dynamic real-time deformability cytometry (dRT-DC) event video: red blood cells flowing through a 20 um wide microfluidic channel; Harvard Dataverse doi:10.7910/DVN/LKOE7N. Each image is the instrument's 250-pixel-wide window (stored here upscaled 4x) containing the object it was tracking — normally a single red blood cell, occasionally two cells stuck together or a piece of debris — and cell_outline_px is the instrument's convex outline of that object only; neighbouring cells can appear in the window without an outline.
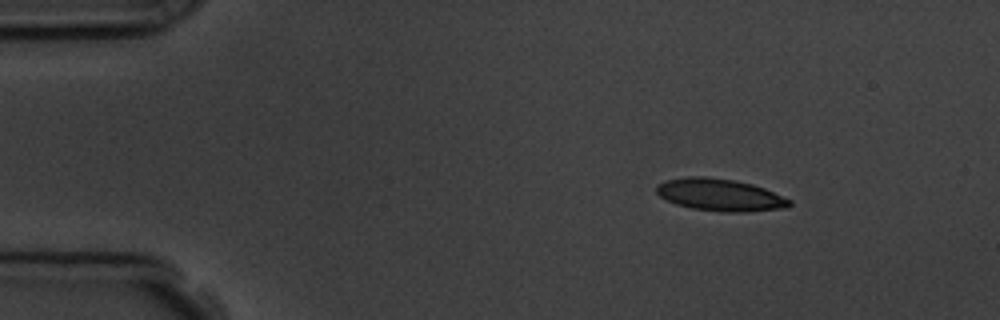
{"species": "common noctule bat (a hibernating species)", "species_latin": "Nyctalus noctula", "temperature_condition": "room temperature", "stored_images_in_passage": 5, "camera_frame_rate_fps": 3000, "um_per_image_px": 0.085, "animal": {"sex": "male", "body_mass_g": 19.5, "forearm_length_mm": 54.6}, "frame": {"image": 1, "passage_image": 1, "time_ms": 0.0, "image_size_px": [1000, 320], "cell_outline_px": [[792, 204], [788, 208], [744, 212], [724, 212], [692, 208], [676, 204], [660, 196], [656, 192], [656, 184], [664, 180], [688, 176], [704, 176], [732, 180], [752, 184], [764, 188], [792, 200]], "centroid_in_image_um": [61.2, 16.56], "position_along_channel_um": 23.8, "area_um2": 25.03}}
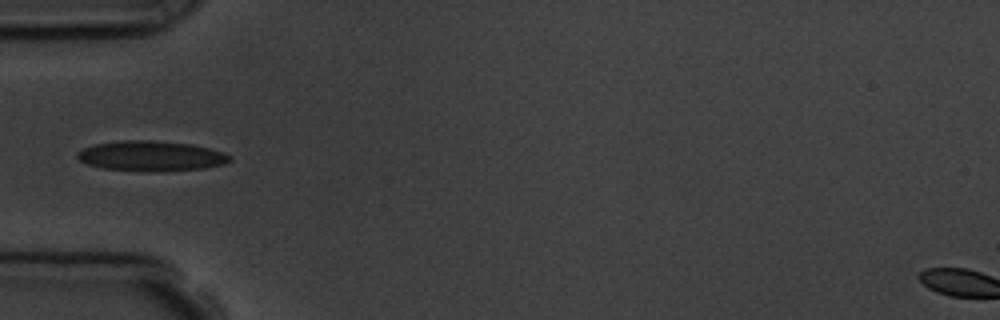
{"frame": {"image": 2, "passage_image": 3, "time_ms": 3.333, "image_size_px": [1000, 320], "cell_outline_px": [[232, 160], [224, 164], [204, 168], [148, 172], [104, 168], [88, 164], [80, 160], [76, 156], [76, 152], [92, 144], [124, 140], [152, 140], [192, 144], [224, 152], [232, 156]], "centroid_in_image_um": [12.85, 13.25], "position_along_channel_um": 72.2, "area_um2": 26.88}}